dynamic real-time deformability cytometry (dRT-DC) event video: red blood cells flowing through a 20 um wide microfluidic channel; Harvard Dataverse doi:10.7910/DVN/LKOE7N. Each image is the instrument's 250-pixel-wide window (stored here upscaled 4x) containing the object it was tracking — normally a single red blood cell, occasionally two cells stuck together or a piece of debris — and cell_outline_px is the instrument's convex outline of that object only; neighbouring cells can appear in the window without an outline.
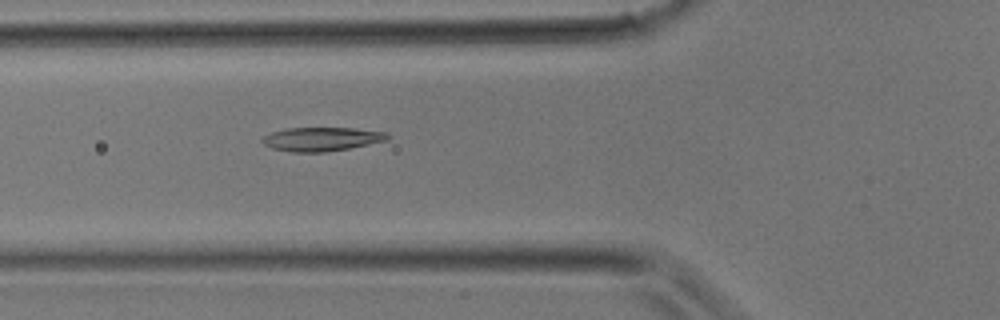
{"species": "common noctule bat (a hibernating species)", "species_latin": "Nyctalus noctula", "temperature_condition": "room temperature", "stored_images_in_passage": 33, "camera_frame_rate_fps": 3000, "um_per_image_px": 0.085, "animal": {"sex": "male", "body_mass_g": 17.9}, "frame": {"image": 1, "passage_image": 11, "time_ms": 3.333, "image_size_px": [1000, 320], "cell_outline_px": [[392, 136], [388, 140], [348, 148], [324, 152], [292, 152], [272, 148], [264, 144], [260, 140], [264, 136], [272, 132], [288, 128], [352, 128], [384, 132]], "centroid_in_image_um": [27.33, 11.82], "position_along_channel_um": 98.5, "area_um2": 17.22}}
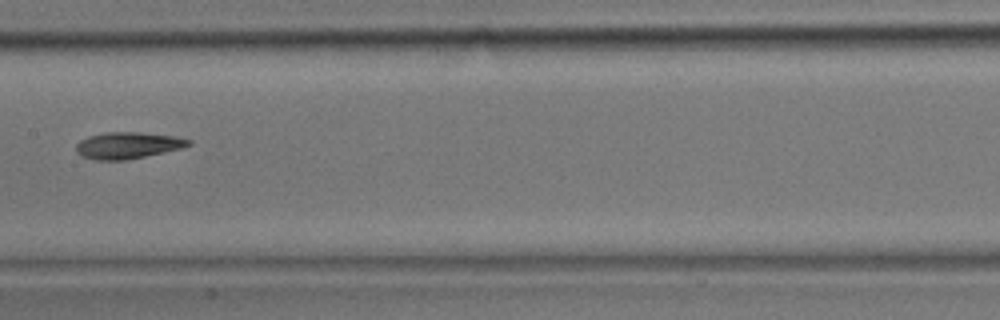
{"frame": {"image": 2, "passage_image": 16, "time_ms": 5.0, "image_size_px": [1000, 320], "cell_outline_px": [[192, 144], [184, 148], [124, 160], [96, 160], [84, 156], [76, 152], [76, 144], [80, 140], [88, 136], [104, 132], [140, 132], [172, 136], [192, 140]], "centroid_in_image_um": [10.86, 12.35], "position_along_channel_um": 196.5, "area_um2": 17.34}}
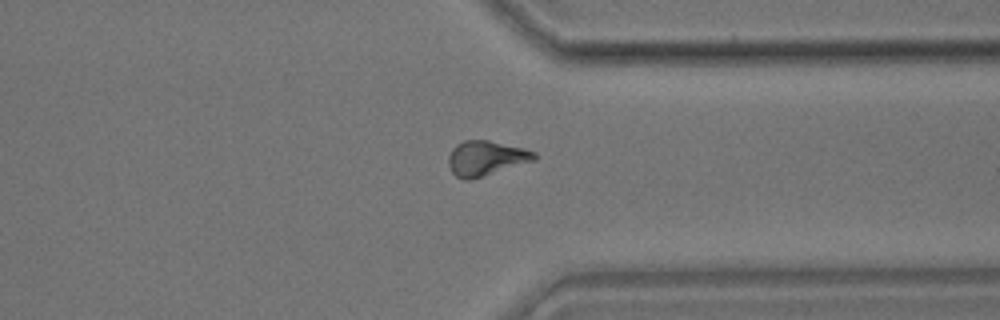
{"frame": {"image": 3, "passage_image": 25, "time_ms": 8.0, "image_size_px": [1000, 320], "cell_outline_px": [[536, 160], [484, 176], [468, 180], [464, 180], [456, 176], [452, 172], [448, 164], [448, 156], [452, 148], [456, 144], [464, 140], [488, 140], [524, 148], [536, 152]], "centroid_in_image_um": [41.3, 13.44], "position_along_channel_um": 370.1, "area_um2": 17.51}}